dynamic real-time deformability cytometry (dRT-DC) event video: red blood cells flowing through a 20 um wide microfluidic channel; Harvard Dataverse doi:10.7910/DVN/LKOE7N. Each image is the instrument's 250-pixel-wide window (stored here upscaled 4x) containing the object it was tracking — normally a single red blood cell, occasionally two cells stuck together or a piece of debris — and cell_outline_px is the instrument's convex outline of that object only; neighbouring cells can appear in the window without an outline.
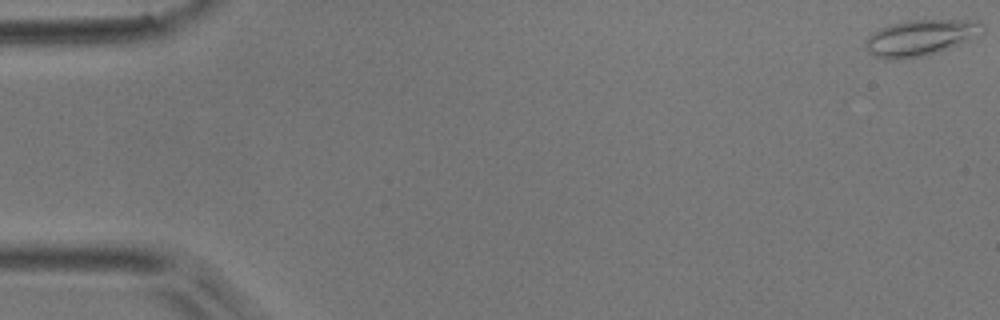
{"species": "common noctule bat (a hibernating species)", "species_latin": "Nyctalus noctula", "temperature_condition": "room temperature", "stored_images_in_passage": 8, "camera_frame_rate_fps": 3000, "um_per_image_px": 0.085, "animal": {"sex": "male", "body_mass_g": 17.9}, "frame": {"image": 1, "passage_image": 1, "time_ms": 0.0, "image_size_px": [1000, 320], "cell_outline_px": [[984, 32], [952, 48], [940, 52], [924, 56], [900, 60], [884, 60], [872, 56], [864, 48], [864, 40], [872, 32], [880, 28], [892, 24], [908, 20], [980, 20], [984, 24]], "centroid_in_image_um": [78.21, 3.23], "position_along_channel_um": 6.8, "area_um2": 25.2}}